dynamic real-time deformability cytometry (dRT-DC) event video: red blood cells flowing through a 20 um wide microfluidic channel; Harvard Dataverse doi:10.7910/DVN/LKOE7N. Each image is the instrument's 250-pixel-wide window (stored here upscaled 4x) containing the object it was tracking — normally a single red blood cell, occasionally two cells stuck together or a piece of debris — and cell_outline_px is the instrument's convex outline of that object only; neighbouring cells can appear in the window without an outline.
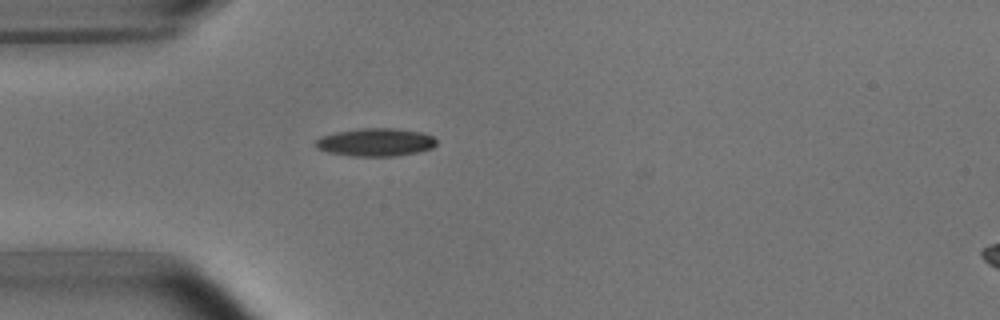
{"species": "common noctule bat (a hibernating species)", "species_latin": "Nyctalus noctula", "temperature_condition": "room temperature", "stored_images_in_passage": 2, "camera_frame_rate_fps": 3000, "um_per_image_px": 0.085, "animal": {"sex": "male", "body_mass_g": 15.6}, "frame": {"image": 1, "passage_image": 2, "time_ms": 1.0, "image_size_px": [1000, 320], "cell_outline_px": [[436, 144], [432, 148], [416, 152], [396, 156], [352, 156], [328, 152], [320, 148], [316, 144], [316, 140], [324, 136], [336, 132], [360, 128], [392, 128], [420, 132], [432, 136], [436, 140]], "centroid_in_image_um": [31.96, 12.09], "position_along_channel_um": 53.0, "area_um2": 19.36}}